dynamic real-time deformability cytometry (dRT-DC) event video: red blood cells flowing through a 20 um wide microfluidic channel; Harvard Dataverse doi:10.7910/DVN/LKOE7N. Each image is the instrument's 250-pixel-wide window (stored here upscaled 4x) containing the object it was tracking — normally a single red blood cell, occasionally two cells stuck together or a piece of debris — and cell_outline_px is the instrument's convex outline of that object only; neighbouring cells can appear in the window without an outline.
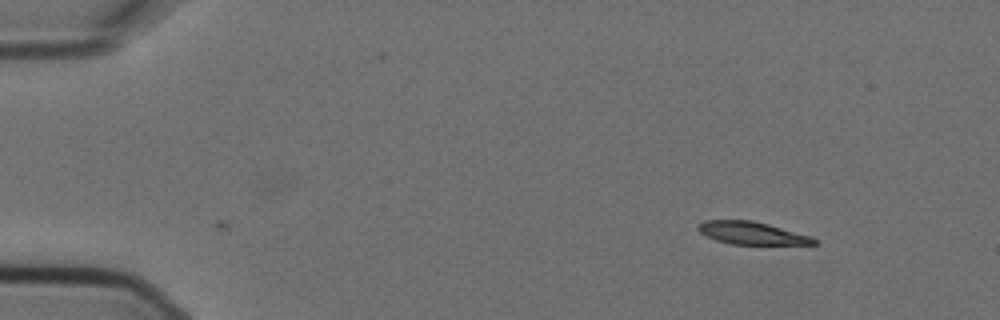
{"species": "Egyptian fruit bat (a non-hibernating species)", "species_latin": "Rousettus aegyptiacus", "temperature_condition": "cold", "stored_images_in_passage": 3, "camera_frame_rate_fps": 3000, "um_per_image_px": 0.085, "animal": {"sex": "female"}, "frame": {"image": 1, "passage_image": 3, "time_ms": 0.667, "image_size_px": [1000, 320], "cell_outline_px": [[816, 244], [732, 244], [716, 240], [704, 236], [696, 228], [696, 224], [704, 220], [752, 220], [768, 224], [812, 236], [816, 240]], "centroid_in_image_um": [63.84, 19.8], "position_along_channel_um": 21.2, "area_um2": 15.32}}